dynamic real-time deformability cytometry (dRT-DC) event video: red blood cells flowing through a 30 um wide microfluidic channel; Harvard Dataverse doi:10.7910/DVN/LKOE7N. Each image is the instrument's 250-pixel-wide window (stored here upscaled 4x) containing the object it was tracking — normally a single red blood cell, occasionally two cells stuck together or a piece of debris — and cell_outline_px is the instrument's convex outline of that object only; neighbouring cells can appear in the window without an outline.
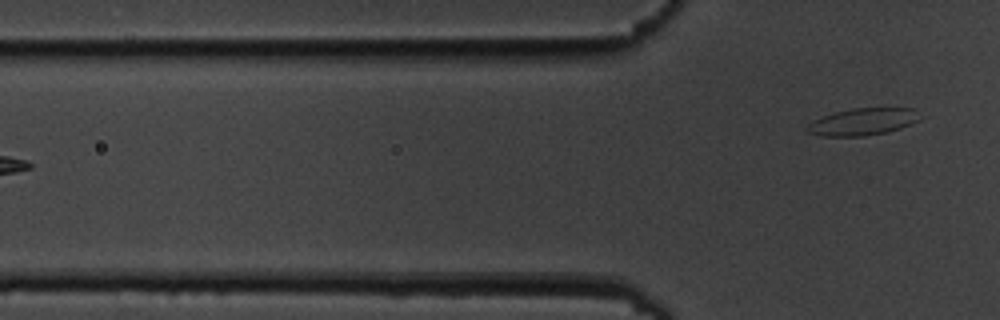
{"species": "common noctule bat (a hibernating species)", "species_latin": "Nyctalus noctula", "temperature_condition": "cold", "stored_images_in_passage": 6, "camera_frame_rate_fps": 3000, "um_per_image_px": 0.085, "animal": {"sex": "male", "body_mass_g": 19.5, "forearm_length_mm": 54.6}, "frame": {"image": 1, "passage_image": 6, "time_ms": 6.333, "image_size_px": [1000, 320], "cell_outline_px": [[920, 120], [900, 128], [888, 132], [864, 136], [820, 136], [808, 132], [804, 128], [812, 120], [836, 112], [856, 108], [916, 108]], "centroid_in_image_um": [73.33, 10.35], "position_along_channel_um": 52.5, "area_um2": 17.74}}